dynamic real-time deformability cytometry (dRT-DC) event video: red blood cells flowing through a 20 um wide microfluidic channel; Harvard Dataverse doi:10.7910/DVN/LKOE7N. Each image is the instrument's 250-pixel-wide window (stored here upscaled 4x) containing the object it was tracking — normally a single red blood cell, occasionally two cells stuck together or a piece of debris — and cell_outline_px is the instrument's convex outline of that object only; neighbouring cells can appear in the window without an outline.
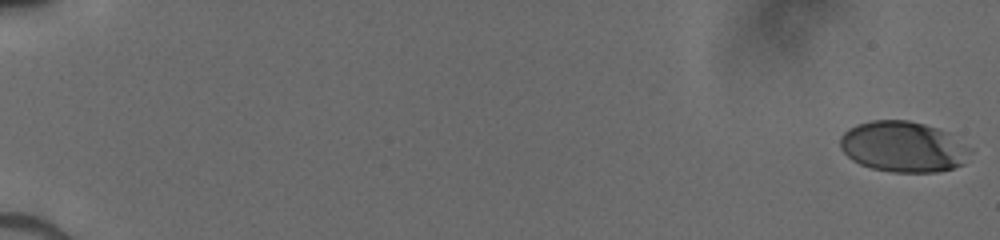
{"species": "human", "species_latin": "Homo sapiens", "temperature_condition": "cold", "stored_images_in_passage": 52, "camera_frame_rate_fps": 3000, "um_per_image_px": 0.085, "donor": {"sex": "male"}, "frame": {"image": 1, "passage_image": 1, "time_ms": 0.0, "image_size_px": [1000, 240], "cell_outline_px": [[972, 152], [964, 164], [952, 168], [936, 172], [892, 172], [872, 168], [860, 164], [852, 160], [840, 148], [840, 136], [848, 128], [856, 124], [872, 120], [908, 120], [924, 124], [948, 132], [972, 148]], "centroid_in_image_um": [76.79, 12.47], "position_along_channel_um": 8.2, "area_um2": 38.73}}
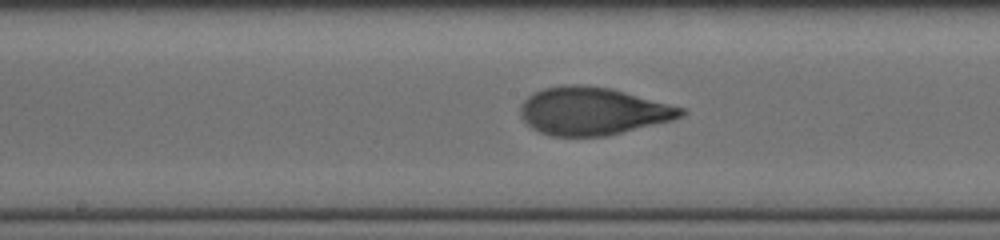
{"frame": {"image": 2, "passage_image": 30, "time_ms": 9.667, "image_size_px": [1000, 240], "cell_outline_px": [[688, 112], [672, 120], [608, 136], [552, 136], [540, 132], [532, 128], [520, 116], [520, 104], [528, 96], [544, 88], [564, 84], [580, 84], [608, 88], [624, 92], [684, 108]], "centroid_in_image_um": [50.35, 9.45], "position_along_channel_um": 197.8, "area_um2": 44.45}}
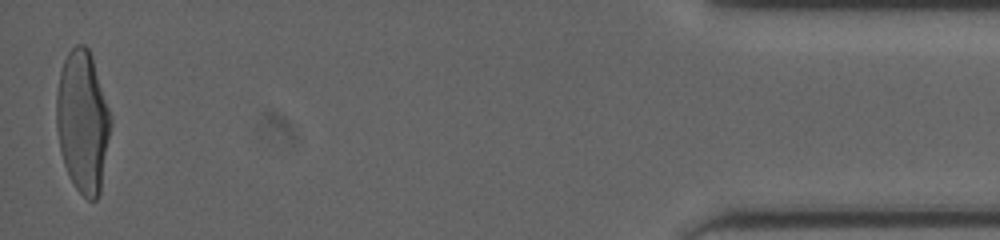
{"frame": {"image": 3, "passage_image": 52, "time_ms": 17.0, "image_size_px": [1000, 240], "cell_outline_px": [[112, 124], [100, 192], [96, 200], [88, 200], [76, 188], [68, 176], [64, 164], [60, 148], [56, 128], [56, 92], [60, 72], [64, 60], [68, 52], [76, 44], [84, 44], [88, 48], [92, 56], [112, 116]], "centroid_in_image_um": [7.04, 10.33], "position_along_channel_um": 428.2, "area_um2": 45.2}}